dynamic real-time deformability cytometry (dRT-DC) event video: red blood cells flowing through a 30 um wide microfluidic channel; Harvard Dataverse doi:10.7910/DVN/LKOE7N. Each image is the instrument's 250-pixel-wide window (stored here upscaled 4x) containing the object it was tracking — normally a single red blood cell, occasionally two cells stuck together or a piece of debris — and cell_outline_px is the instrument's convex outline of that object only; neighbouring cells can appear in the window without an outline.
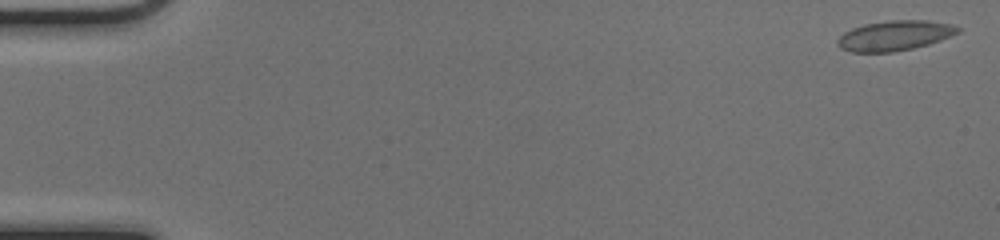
{"species": "common noctule bat (a hibernating species)", "species_latin": "Nyctalus noctula", "temperature_condition": "cold", "stored_images_in_passage": 51, "camera_frame_rate_fps": 3000, "um_per_image_px": 0.085, "animal": {"sex": "female", "body_mass_g": 17.0, "forearm_length_mm": 48.0}, "frame": {"image": 1, "passage_image": 2, "time_ms": 0.333, "image_size_px": [1000, 240], "cell_outline_px": [[960, 32], [940, 40], [928, 44], [912, 48], [892, 52], [852, 52], [840, 48], [836, 44], [836, 40], [844, 32], [852, 28], [864, 24], [892, 20], [928, 20], [952, 24], [960, 28]], "centroid_in_image_um": [76.03, 3.02], "position_along_channel_um": 9.0, "area_um2": 21.04}}
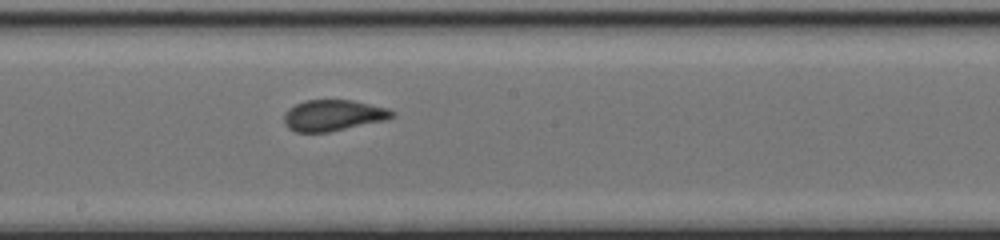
{"frame": {"image": 2, "passage_image": 29, "time_ms": 9.333, "image_size_px": [1000, 240], "cell_outline_px": [[396, 116], [384, 120], [328, 132], [296, 132], [288, 128], [284, 124], [284, 112], [288, 108], [304, 100], [352, 100], [388, 108], [396, 112]], "centroid_in_image_um": [28.3, 9.8], "position_along_channel_um": 219.9, "area_um2": 19.59}}
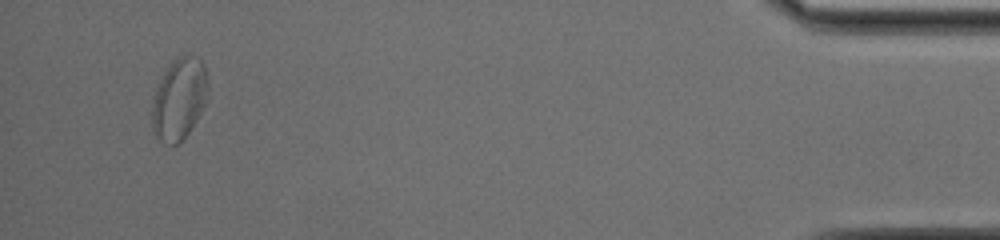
{"frame": {"image": 3, "passage_image": 49, "time_ms": 16.0, "image_size_px": [1000, 240], "cell_outline_px": [[208, 100], [196, 120], [188, 132], [176, 144], [172, 144], [160, 140], [156, 136], [152, 128], [152, 104], [156, 88], [164, 72], [172, 60], [180, 56], [196, 56], [204, 64], [208, 80]], "centroid_in_image_um": [15.25, 8.38], "position_along_channel_um": 420.0, "area_um2": 26.47}}